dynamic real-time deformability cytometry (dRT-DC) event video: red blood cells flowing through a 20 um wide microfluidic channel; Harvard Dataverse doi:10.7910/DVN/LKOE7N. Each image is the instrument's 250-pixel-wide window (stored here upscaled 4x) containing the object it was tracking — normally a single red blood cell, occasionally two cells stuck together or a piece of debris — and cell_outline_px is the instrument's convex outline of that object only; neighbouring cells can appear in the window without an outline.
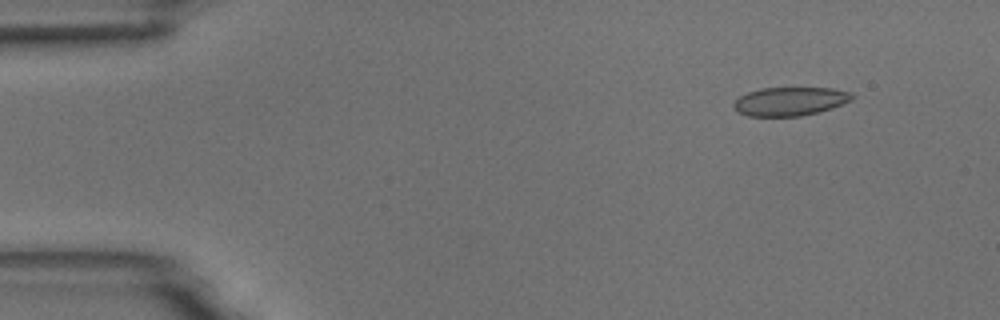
{"species": "common noctule bat (a hibernating species)", "species_latin": "Nyctalus noctula", "temperature_condition": "room temperature", "stored_images_in_passage": 4, "camera_frame_rate_fps": 3000, "um_per_image_px": 0.085, "animal": {"sex": "male", "body_mass_g": 18.8}, "frame": {"image": 1, "passage_image": 2, "time_ms": 0.333, "image_size_px": [1000, 320], "cell_outline_px": [[856, 96], [852, 100], [832, 108], [800, 116], [748, 116], [740, 112], [732, 104], [740, 96], [748, 92], [760, 88], [832, 88], [852, 92]], "centroid_in_image_um": [67.19, 8.6], "position_along_channel_um": 17.8, "area_um2": 19.65}}
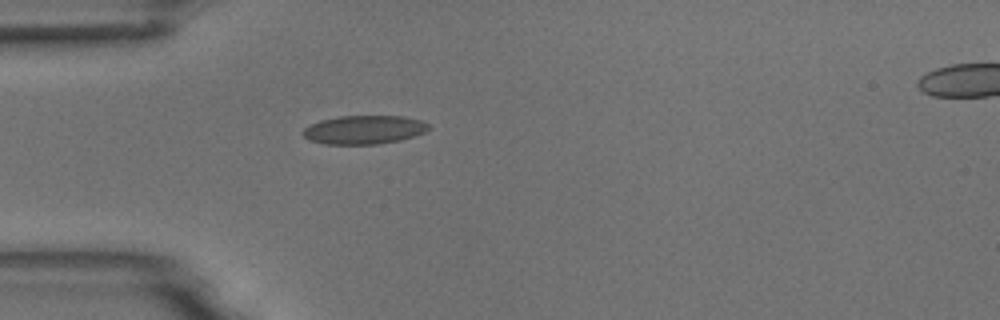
{"frame": {"image": 2, "passage_image": 4, "time_ms": 1.0, "image_size_px": [1000, 320], "cell_outline_px": [[428, 128], [424, 132], [416, 136], [400, 140], [376, 144], [324, 144], [308, 140], [300, 132], [304, 128], [320, 120], [340, 116], [404, 116], [420, 120], [428, 124]], "centroid_in_image_um": [30.92, 11.03], "position_along_channel_um": 54.1, "area_um2": 20.98}}